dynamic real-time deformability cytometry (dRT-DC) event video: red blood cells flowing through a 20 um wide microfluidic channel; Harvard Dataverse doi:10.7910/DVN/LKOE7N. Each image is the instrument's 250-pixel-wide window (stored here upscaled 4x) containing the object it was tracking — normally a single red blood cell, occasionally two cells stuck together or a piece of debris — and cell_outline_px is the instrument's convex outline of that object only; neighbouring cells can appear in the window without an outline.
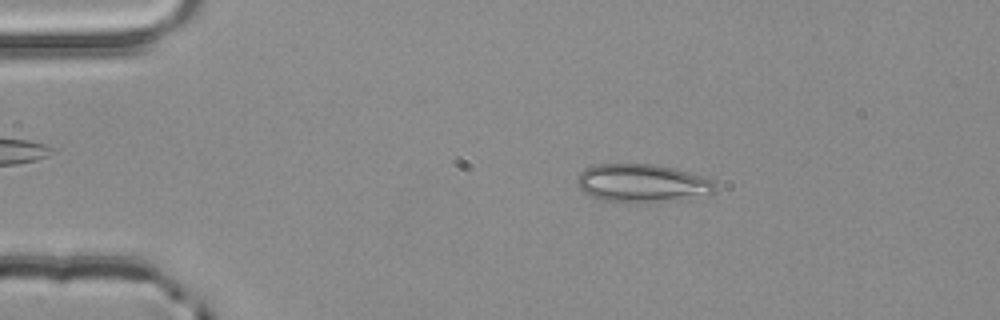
{"species": "common noctule bat (a hibernating species)", "species_latin": "Nyctalus noctula", "temperature_condition": "room temperature", "stored_images_in_passage": 2, "camera_frame_rate_fps": 3000, "um_per_image_px": 0.085, "animal": {"sex": "male", "body_mass_g": 20.4}, "frame": {"image": 1, "passage_image": 1, "time_ms": 0.0, "image_size_px": [1000, 320], "cell_outline_px": [[716, 188], [712, 192], [648, 204], [624, 204], [604, 200], [592, 196], [584, 192], [576, 184], [576, 176], [580, 172], [596, 164], [656, 164], [676, 168], [704, 176], [712, 180], [716, 184]], "centroid_in_image_um": [54.52, 15.57], "position_along_channel_um": 30.5, "area_um2": 30.98}}